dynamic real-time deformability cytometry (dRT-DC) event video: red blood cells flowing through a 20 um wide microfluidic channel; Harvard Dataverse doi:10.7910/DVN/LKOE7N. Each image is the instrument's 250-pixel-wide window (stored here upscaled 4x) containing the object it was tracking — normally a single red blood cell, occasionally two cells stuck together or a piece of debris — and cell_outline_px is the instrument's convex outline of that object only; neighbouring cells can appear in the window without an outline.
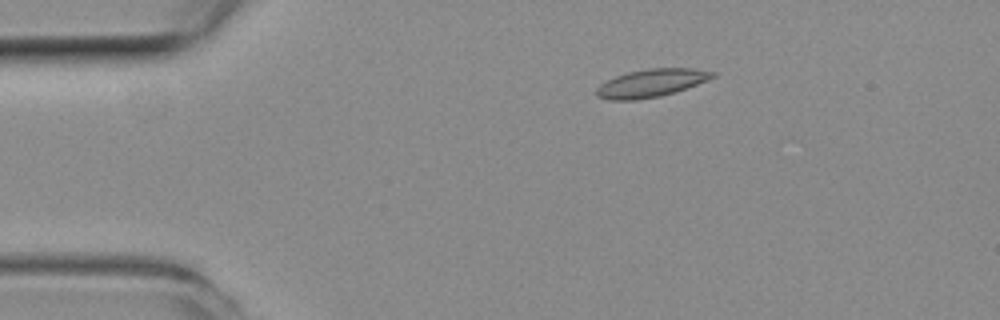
{"species": "common noctule bat (a hibernating species)", "species_latin": "Nyctalus noctula", "temperature_condition": "room temperature", "stored_images_in_passage": 44, "camera_frame_rate_fps": 3000, "um_per_image_px": 0.085, "animal": {"sex": "female", "body_mass_g": 19.3, "forearm_length_mm": 54.1}, "frame": {"image": 1, "passage_image": 1, "time_ms": 0.0, "image_size_px": [1000, 320], "cell_outline_px": [[716, 76], [708, 80], [660, 96], [636, 100], [608, 100], [596, 96], [596, 88], [600, 84], [616, 76], [628, 72], [648, 68], [692, 68], [716, 72]], "centroid_in_image_um": [55.33, 7.06], "position_along_channel_um": 29.7, "area_um2": 18.73}}
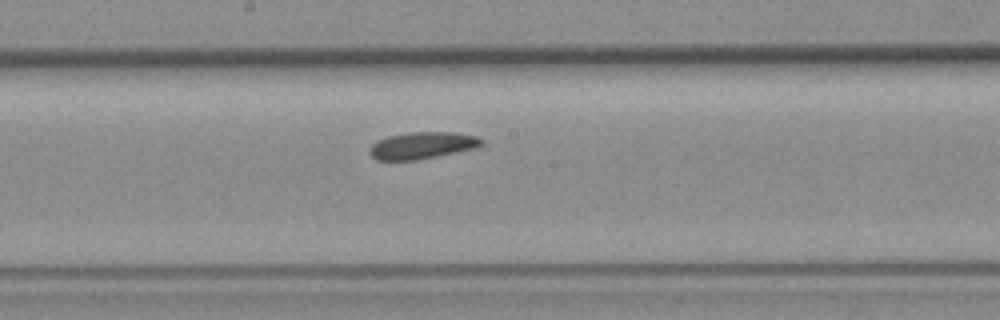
{"frame": {"image": 2, "passage_image": 19, "time_ms": 6.0, "image_size_px": [1000, 320], "cell_outline_px": [[484, 144], [472, 148], [436, 156], [416, 160], [376, 160], [368, 152], [372, 144], [388, 136], [408, 132], [452, 132], [476, 136], [484, 140]], "centroid_in_image_um": [35.86, 12.35], "position_along_channel_um": 212.3, "area_um2": 17.28}}
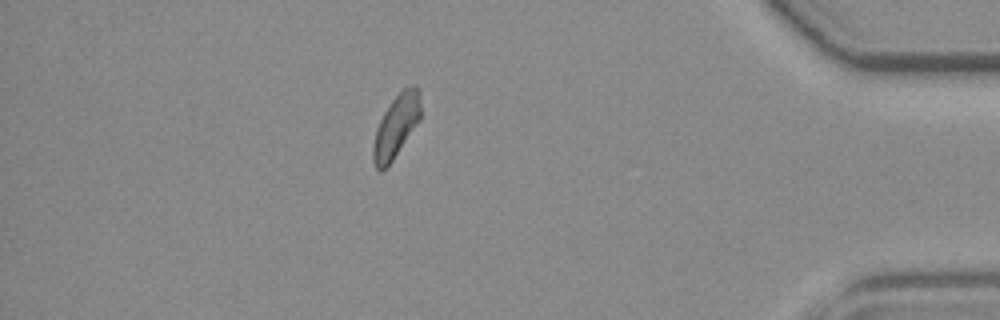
{"frame": {"image": 3, "passage_image": 37, "time_ms": 12.0, "image_size_px": [1000, 320], "cell_outline_px": [[420, 120], [392, 160], [380, 172], [376, 168], [372, 160], [372, 144], [376, 128], [384, 112], [392, 100], [404, 88], [416, 84], [420, 92]], "centroid_in_image_um": [33.66, 10.72], "position_along_channel_um": 401.5, "area_um2": 17.22}, "authors_computed_cell_mechanics": {"area_um2": 17.5423, "velocity_mm_per_s": 3.922, "shape_relaxation_time_tau1_ms": null, "shape_relaxation_time_tau2_ms": 3.2364, "deformation_change_tau1": null, "deformation_change_tau2": 0.0767}}